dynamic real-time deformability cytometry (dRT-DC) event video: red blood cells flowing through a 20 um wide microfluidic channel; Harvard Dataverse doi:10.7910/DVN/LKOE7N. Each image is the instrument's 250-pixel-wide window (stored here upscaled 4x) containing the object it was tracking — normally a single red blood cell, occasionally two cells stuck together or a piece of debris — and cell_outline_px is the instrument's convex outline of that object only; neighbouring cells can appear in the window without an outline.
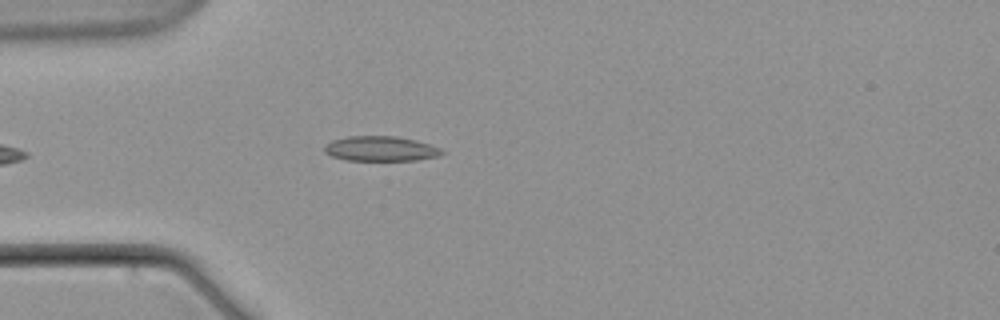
{"species": "common noctule bat (a hibernating species)", "species_latin": "Nyctalus noctula", "temperature_condition": "warm", "stored_images_in_passage": 5, "camera_frame_rate_fps": 3000, "um_per_image_px": 0.085, "animal": {"sex": "male", "body_mass_g": 21.5, "forearm_length_mm": 52.0}, "frame": {"image": 1, "passage_image": 5, "time_ms": 5.667, "image_size_px": [1000, 320], "cell_outline_px": [[444, 152], [440, 156], [416, 160], [344, 160], [332, 156], [324, 152], [324, 144], [332, 140], [348, 136], [396, 136], [416, 140], [440, 148]], "centroid_in_image_um": [32.33, 12.64], "position_along_channel_um": 52.7, "area_um2": 17.11}}